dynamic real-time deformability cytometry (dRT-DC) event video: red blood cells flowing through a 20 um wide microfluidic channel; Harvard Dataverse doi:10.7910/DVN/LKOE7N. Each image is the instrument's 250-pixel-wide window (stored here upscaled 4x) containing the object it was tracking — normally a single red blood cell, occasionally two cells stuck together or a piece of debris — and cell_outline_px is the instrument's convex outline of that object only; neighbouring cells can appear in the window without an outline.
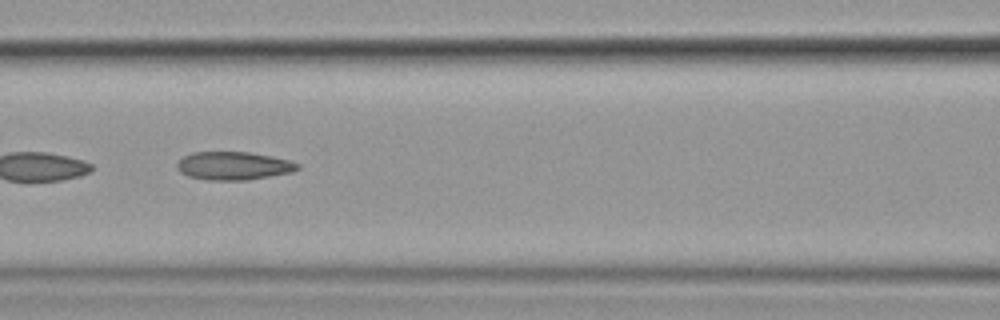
{"species": "common noctule bat (a hibernating species)", "species_latin": "Nyctalus noctula", "temperature_condition": "cold", "stored_images_in_passage": 44, "camera_frame_rate_fps": 3000, "um_per_image_px": 0.085, "animal": {"sex": "female", "body_mass_g": 19.9}, "frame": {"image": 1, "passage_image": 26, "time_ms": 8.333, "image_size_px": [1000, 320], "cell_outline_px": [[300, 168], [292, 172], [248, 180], [208, 180], [188, 176], [180, 172], [176, 168], [176, 164], [184, 156], [192, 152], [248, 152], [272, 156], [288, 160], [300, 164]], "centroid_in_image_um": [19.85, 14.09], "position_along_channel_um": 146.8, "area_um2": 19.83}}